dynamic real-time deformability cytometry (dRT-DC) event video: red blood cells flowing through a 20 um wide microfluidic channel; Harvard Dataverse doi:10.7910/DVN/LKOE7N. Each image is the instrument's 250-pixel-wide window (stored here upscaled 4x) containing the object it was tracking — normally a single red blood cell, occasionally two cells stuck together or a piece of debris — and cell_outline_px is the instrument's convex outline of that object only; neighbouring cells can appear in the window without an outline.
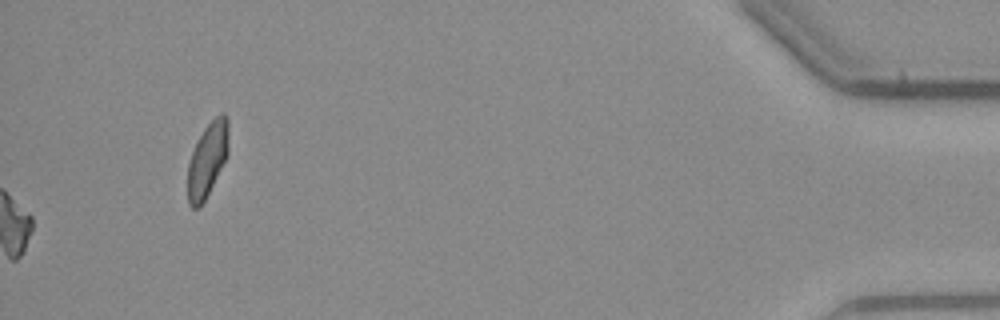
{"species": "common noctule bat (a hibernating species)", "species_latin": "Nyctalus noctula", "temperature_condition": "warm", "stored_images_in_passage": 41, "camera_frame_rate_fps": 3000, "um_per_image_px": 0.085, "animal": {"sex": "male", "body_mass_g": 23.1, "forearm_length_mm": 52.7}, "frame": {"image": 1, "passage_image": 41, "time_ms": 13.333, "image_size_px": [1000, 320], "cell_outline_px": [[228, 156], [200, 208], [192, 208], [188, 204], [188, 164], [192, 152], [204, 128], [220, 112], [224, 112], [228, 116]], "centroid_in_image_um": [17.65, 13.56], "position_along_channel_um": 417.6, "area_um2": 17.69}, "authors_computed_cell_mechanics": {"area_um2": 15.4326, "velocity_mm_per_s": 3.8137, "shape_relaxation_time_tau1_ms": null, "shape_relaxation_time_tau2_ms": 2.8862, "deformation_change_tau1": null, "deformation_change_tau2": 0.0661}}